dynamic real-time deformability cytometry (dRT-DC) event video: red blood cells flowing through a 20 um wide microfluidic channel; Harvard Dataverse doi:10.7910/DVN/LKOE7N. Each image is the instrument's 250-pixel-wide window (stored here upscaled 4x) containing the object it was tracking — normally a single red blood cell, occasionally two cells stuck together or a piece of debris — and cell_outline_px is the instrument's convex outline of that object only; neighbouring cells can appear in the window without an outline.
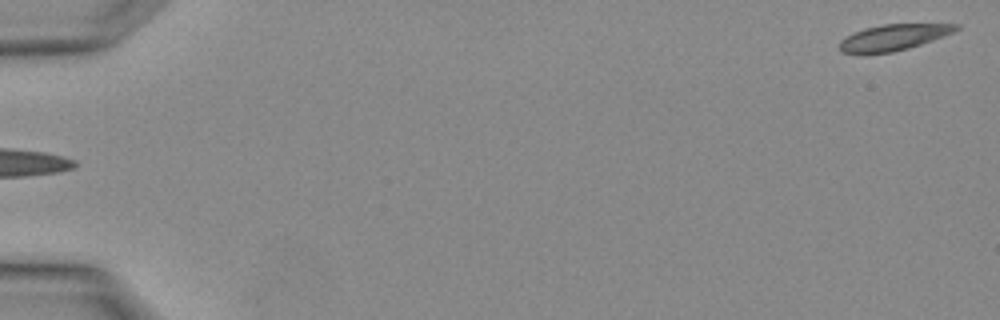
{"species": "Egyptian fruit bat (a non-hibernating species)", "species_latin": "Rousettus aegyptiacus", "temperature_condition": "warm", "stored_images_in_passage": 3, "camera_frame_rate_fps": 3000, "um_per_image_px": 0.085, "animal": {"sex": "female"}, "frame": {"image": 1, "passage_image": 3, "time_ms": 0.667, "image_size_px": [1000, 320], "cell_outline_px": [[960, 28], [944, 36], [908, 48], [892, 52], [840, 52], [840, 40], [852, 32], [864, 28], [880, 24], [960, 24]], "centroid_in_image_um": [75.95, 3.15], "position_along_channel_um": 9.1, "area_um2": 17.34}}